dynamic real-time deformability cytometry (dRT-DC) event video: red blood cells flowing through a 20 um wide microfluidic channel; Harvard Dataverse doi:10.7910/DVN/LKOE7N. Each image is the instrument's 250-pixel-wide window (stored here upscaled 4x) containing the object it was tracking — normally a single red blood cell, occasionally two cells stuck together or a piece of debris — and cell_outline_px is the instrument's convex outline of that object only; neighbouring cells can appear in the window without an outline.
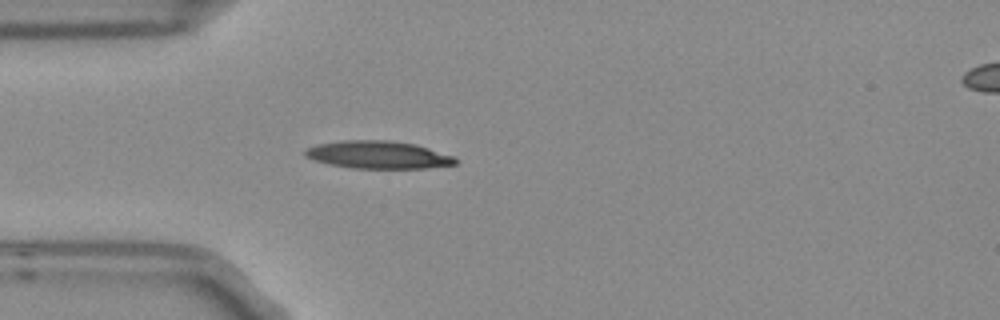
{"species": "Egyptian fruit bat (a non-hibernating species)", "species_latin": "Rousettus aegyptiacus", "temperature_condition": "room temperature", "stored_images_in_passage": 1, "camera_frame_rate_fps": 3000, "um_per_image_px": 0.085, "frame": {"image": 1, "passage_image": 1, "time_ms": 0.0, "image_size_px": [1000, 320], "cell_outline_px": [[460, 160], [456, 164], [424, 168], [352, 168], [332, 164], [316, 160], [304, 156], [304, 152], [308, 148], [316, 144], [344, 140], [388, 140], [416, 144], [456, 156]], "centroid_in_image_um": [32.21, 13.15], "position_along_channel_um": 52.8, "area_um2": 24.22}}